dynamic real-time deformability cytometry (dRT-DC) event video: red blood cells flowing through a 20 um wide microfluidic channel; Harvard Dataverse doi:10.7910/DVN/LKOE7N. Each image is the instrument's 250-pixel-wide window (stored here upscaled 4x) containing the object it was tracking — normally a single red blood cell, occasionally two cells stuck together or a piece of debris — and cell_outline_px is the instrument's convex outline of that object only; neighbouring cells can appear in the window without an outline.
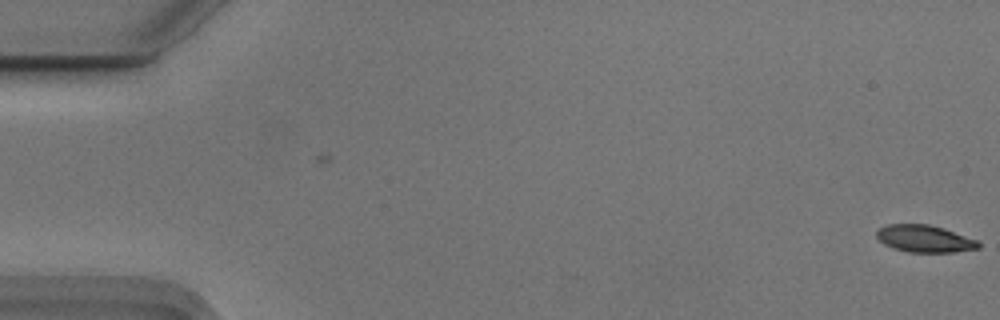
{"species": "Egyptian fruit bat (a non-hibernating species)", "species_latin": "Rousettus aegyptiacus", "temperature_condition": "cold", "stored_images_in_passage": 51, "camera_frame_rate_fps": 3000, "um_per_image_px": 0.085, "animal": {"sex": "male"}, "frame": {"image": 1, "passage_image": 1, "time_ms": 0.0, "image_size_px": [1000, 320], "cell_outline_px": [[980, 248], [956, 252], [908, 252], [892, 248], [884, 244], [876, 236], [876, 232], [880, 228], [888, 224], [928, 224], [944, 228], [976, 240], [980, 244]], "centroid_in_image_um": [78.58, 20.29], "position_along_channel_um": 6.4, "area_um2": 16.07}}
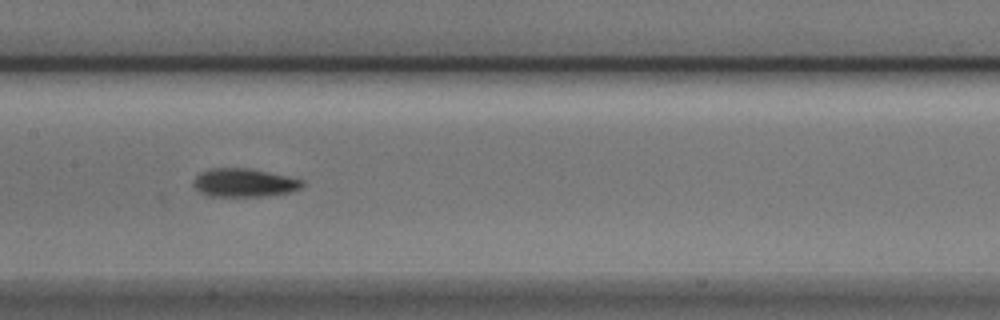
{"frame": {"image": 2, "passage_image": 28, "time_ms": 9.0, "image_size_px": [1000, 320], "cell_outline_px": [[304, 184], [300, 188], [288, 192], [268, 196], [208, 196], [200, 192], [192, 184], [192, 180], [200, 172], [212, 168], [248, 168], [268, 172], [304, 180]], "centroid_in_image_um": [20.72, 15.53], "position_along_channel_um": 186.7, "area_um2": 17.98}}
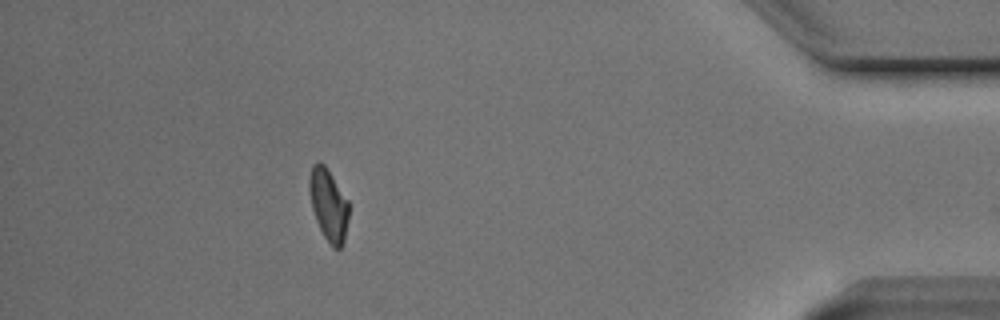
{"frame": {"image": 3, "passage_image": 50, "time_ms": 16.333, "image_size_px": [1000, 320], "cell_outline_px": [[348, 220], [344, 240], [340, 248], [332, 248], [324, 236], [316, 220], [312, 208], [308, 188], [308, 180], [312, 164], [324, 164], [348, 200]], "centroid_in_image_um": [27.91, 17.42], "position_along_channel_um": 407.3, "area_um2": 16.36}}